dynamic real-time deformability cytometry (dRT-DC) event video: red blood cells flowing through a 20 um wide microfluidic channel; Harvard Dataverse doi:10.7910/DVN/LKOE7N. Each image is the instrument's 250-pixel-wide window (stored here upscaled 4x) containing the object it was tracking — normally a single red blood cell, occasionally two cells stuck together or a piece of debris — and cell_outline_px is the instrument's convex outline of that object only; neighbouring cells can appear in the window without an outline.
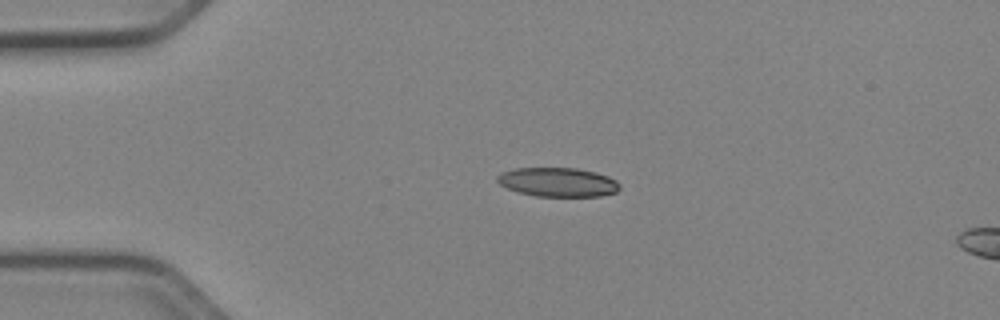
{"species": "Egyptian fruit bat (a non-hibernating species)", "species_latin": "Rousettus aegyptiacus", "temperature_condition": "cold", "stored_images_in_passage": 6, "camera_frame_rate_fps": 3000, "um_per_image_px": 0.085, "animal": {"sex": "female"}, "frame": {"image": 1, "passage_image": 1, "time_ms": 0.0, "image_size_px": [1000, 320], "cell_outline_px": [[620, 188], [616, 192], [600, 196], [536, 196], [520, 192], [508, 188], [500, 184], [496, 180], [496, 176], [500, 172], [516, 168], [576, 168], [596, 172], [608, 176], [616, 180], [620, 184]], "centroid_in_image_um": [47.42, 15.47], "position_along_channel_um": 37.6, "area_um2": 20.75}}